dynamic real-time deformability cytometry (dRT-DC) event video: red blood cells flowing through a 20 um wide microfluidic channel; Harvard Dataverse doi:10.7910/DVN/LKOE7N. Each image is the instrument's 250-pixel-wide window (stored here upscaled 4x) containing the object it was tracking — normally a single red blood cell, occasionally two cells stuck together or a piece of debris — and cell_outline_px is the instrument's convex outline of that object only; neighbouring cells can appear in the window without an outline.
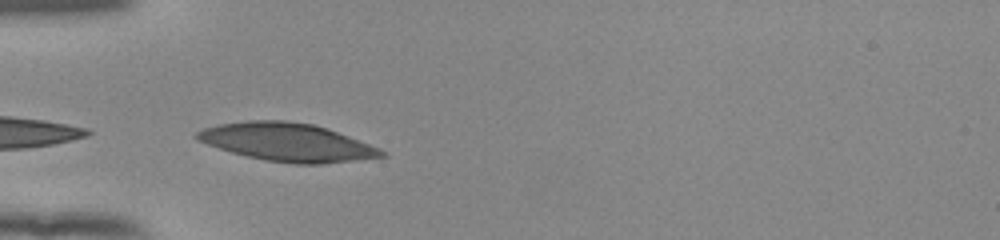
{"species": "human", "species_latin": "Homo sapiens", "temperature_condition": "room temperature", "stored_images_in_passage": 6, "camera_frame_rate_fps": 3000, "um_per_image_px": 0.085, "donor": {"sex": "female"}, "frame": {"image": 1, "passage_image": 1, "time_ms": 0.0, "image_size_px": [1000, 240], "cell_outline_px": [[388, 156], [320, 164], [296, 164], [264, 160], [232, 152], [196, 140], [192, 136], [196, 132], [204, 128], [216, 124], [248, 120], [284, 120], [312, 124], [336, 132], [380, 148], [388, 152]], "centroid_in_image_um": [24.38, 12.08], "position_along_channel_um": 60.6, "area_um2": 40.75}}